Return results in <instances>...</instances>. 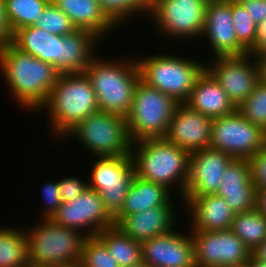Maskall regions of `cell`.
Masks as SVG:
<instances>
[{
  "label": "cell",
  "instance_id": "6da1fadb",
  "mask_svg": "<svg viewBox=\"0 0 266 267\" xmlns=\"http://www.w3.org/2000/svg\"><path fill=\"white\" fill-rule=\"evenodd\" d=\"M0 67L12 95L25 109H41L60 73L47 62L20 51L12 43L0 48Z\"/></svg>",
  "mask_w": 266,
  "mask_h": 267
},
{
  "label": "cell",
  "instance_id": "7a4b0ae2",
  "mask_svg": "<svg viewBox=\"0 0 266 267\" xmlns=\"http://www.w3.org/2000/svg\"><path fill=\"white\" fill-rule=\"evenodd\" d=\"M52 132L64 137L78 123L98 112L96 93L85 72L60 74L46 103Z\"/></svg>",
  "mask_w": 266,
  "mask_h": 267
},
{
  "label": "cell",
  "instance_id": "3957f363",
  "mask_svg": "<svg viewBox=\"0 0 266 267\" xmlns=\"http://www.w3.org/2000/svg\"><path fill=\"white\" fill-rule=\"evenodd\" d=\"M132 149L130 154L137 177L163 185L167 189L172 184L178 183L180 193L182 197L184 196L188 177L189 151L165 138L140 140L132 143Z\"/></svg>",
  "mask_w": 266,
  "mask_h": 267
},
{
  "label": "cell",
  "instance_id": "277c9868",
  "mask_svg": "<svg viewBox=\"0 0 266 267\" xmlns=\"http://www.w3.org/2000/svg\"><path fill=\"white\" fill-rule=\"evenodd\" d=\"M94 57L84 71L96 93L99 111L127 117L140 80L136 60L112 62Z\"/></svg>",
  "mask_w": 266,
  "mask_h": 267
},
{
  "label": "cell",
  "instance_id": "5b68a950",
  "mask_svg": "<svg viewBox=\"0 0 266 267\" xmlns=\"http://www.w3.org/2000/svg\"><path fill=\"white\" fill-rule=\"evenodd\" d=\"M140 80L179 104L186 103L205 64L173 55H152L137 60Z\"/></svg>",
  "mask_w": 266,
  "mask_h": 267
},
{
  "label": "cell",
  "instance_id": "8992f818",
  "mask_svg": "<svg viewBox=\"0 0 266 267\" xmlns=\"http://www.w3.org/2000/svg\"><path fill=\"white\" fill-rule=\"evenodd\" d=\"M178 104L172 97L139 80L134 89L131 110L126 117L132 143L165 138Z\"/></svg>",
  "mask_w": 266,
  "mask_h": 267
},
{
  "label": "cell",
  "instance_id": "52a82bcc",
  "mask_svg": "<svg viewBox=\"0 0 266 267\" xmlns=\"http://www.w3.org/2000/svg\"><path fill=\"white\" fill-rule=\"evenodd\" d=\"M42 224L25 231L29 263L58 266L81 259L85 235L75 229L42 219Z\"/></svg>",
  "mask_w": 266,
  "mask_h": 267
},
{
  "label": "cell",
  "instance_id": "ba28073f",
  "mask_svg": "<svg viewBox=\"0 0 266 267\" xmlns=\"http://www.w3.org/2000/svg\"><path fill=\"white\" fill-rule=\"evenodd\" d=\"M72 135L81 141L93 156L116 157L131 155L130 139L125 117L102 111L95 112L71 129Z\"/></svg>",
  "mask_w": 266,
  "mask_h": 267
},
{
  "label": "cell",
  "instance_id": "9c48e42d",
  "mask_svg": "<svg viewBox=\"0 0 266 267\" xmlns=\"http://www.w3.org/2000/svg\"><path fill=\"white\" fill-rule=\"evenodd\" d=\"M135 176L131 155L98 157L87 184L99 193L105 209L114 217L121 210Z\"/></svg>",
  "mask_w": 266,
  "mask_h": 267
},
{
  "label": "cell",
  "instance_id": "30bf717a",
  "mask_svg": "<svg viewBox=\"0 0 266 267\" xmlns=\"http://www.w3.org/2000/svg\"><path fill=\"white\" fill-rule=\"evenodd\" d=\"M266 141V133L249 122L237 110L213 119L210 147L234 159L250 160Z\"/></svg>",
  "mask_w": 266,
  "mask_h": 267
},
{
  "label": "cell",
  "instance_id": "8fae6325",
  "mask_svg": "<svg viewBox=\"0 0 266 267\" xmlns=\"http://www.w3.org/2000/svg\"><path fill=\"white\" fill-rule=\"evenodd\" d=\"M208 0H163L147 2L148 14L163 34L170 37L202 36Z\"/></svg>",
  "mask_w": 266,
  "mask_h": 267
},
{
  "label": "cell",
  "instance_id": "7c38bea8",
  "mask_svg": "<svg viewBox=\"0 0 266 267\" xmlns=\"http://www.w3.org/2000/svg\"><path fill=\"white\" fill-rule=\"evenodd\" d=\"M252 57L255 55L251 53L240 56H218L214 57L213 66L205 65V69L225 90L236 109L261 80L258 60L251 62L248 58Z\"/></svg>",
  "mask_w": 266,
  "mask_h": 267
},
{
  "label": "cell",
  "instance_id": "4fadbf2b",
  "mask_svg": "<svg viewBox=\"0 0 266 267\" xmlns=\"http://www.w3.org/2000/svg\"><path fill=\"white\" fill-rule=\"evenodd\" d=\"M196 267H228L250 260L251 251L231 231H192Z\"/></svg>",
  "mask_w": 266,
  "mask_h": 267
},
{
  "label": "cell",
  "instance_id": "5bb4252c",
  "mask_svg": "<svg viewBox=\"0 0 266 267\" xmlns=\"http://www.w3.org/2000/svg\"><path fill=\"white\" fill-rule=\"evenodd\" d=\"M51 220L59 226L79 232L83 230L81 232H85L86 237L96 236L104 229L115 226L113 217L105 209L101 196L90 188L74 200L62 203Z\"/></svg>",
  "mask_w": 266,
  "mask_h": 267
},
{
  "label": "cell",
  "instance_id": "9a60e30c",
  "mask_svg": "<svg viewBox=\"0 0 266 267\" xmlns=\"http://www.w3.org/2000/svg\"><path fill=\"white\" fill-rule=\"evenodd\" d=\"M233 159L211 147L191 152L184 196L216 194L224 171Z\"/></svg>",
  "mask_w": 266,
  "mask_h": 267
},
{
  "label": "cell",
  "instance_id": "2e32d148",
  "mask_svg": "<svg viewBox=\"0 0 266 267\" xmlns=\"http://www.w3.org/2000/svg\"><path fill=\"white\" fill-rule=\"evenodd\" d=\"M232 23V0H208L202 35L210 40L215 57L249 53L238 41Z\"/></svg>",
  "mask_w": 266,
  "mask_h": 267
},
{
  "label": "cell",
  "instance_id": "e0dca14e",
  "mask_svg": "<svg viewBox=\"0 0 266 267\" xmlns=\"http://www.w3.org/2000/svg\"><path fill=\"white\" fill-rule=\"evenodd\" d=\"M213 118L178 104L169 123L165 139L190 153L209 148Z\"/></svg>",
  "mask_w": 266,
  "mask_h": 267
},
{
  "label": "cell",
  "instance_id": "ac0fdd59",
  "mask_svg": "<svg viewBox=\"0 0 266 267\" xmlns=\"http://www.w3.org/2000/svg\"><path fill=\"white\" fill-rule=\"evenodd\" d=\"M188 235L172 229L164 235L142 241V261L152 267H196L193 240Z\"/></svg>",
  "mask_w": 266,
  "mask_h": 267
},
{
  "label": "cell",
  "instance_id": "d6986e66",
  "mask_svg": "<svg viewBox=\"0 0 266 267\" xmlns=\"http://www.w3.org/2000/svg\"><path fill=\"white\" fill-rule=\"evenodd\" d=\"M255 186L248 159H233L224 171L216 193L224 198L235 214L255 208Z\"/></svg>",
  "mask_w": 266,
  "mask_h": 267
},
{
  "label": "cell",
  "instance_id": "ffe728a7",
  "mask_svg": "<svg viewBox=\"0 0 266 267\" xmlns=\"http://www.w3.org/2000/svg\"><path fill=\"white\" fill-rule=\"evenodd\" d=\"M183 200L192 212V231H221L231 228L235 213L224 198L208 194L183 196Z\"/></svg>",
  "mask_w": 266,
  "mask_h": 267
},
{
  "label": "cell",
  "instance_id": "44dd1931",
  "mask_svg": "<svg viewBox=\"0 0 266 267\" xmlns=\"http://www.w3.org/2000/svg\"><path fill=\"white\" fill-rule=\"evenodd\" d=\"M173 209V205L152 207L124 217L116 226L127 236L142 242L164 235L175 227Z\"/></svg>",
  "mask_w": 266,
  "mask_h": 267
},
{
  "label": "cell",
  "instance_id": "7402d4cb",
  "mask_svg": "<svg viewBox=\"0 0 266 267\" xmlns=\"http://www.w3.org/2000/svg\"><path fill=\"white\" fill-rule=\"evenodd\" d=\"M185 104L213 119L229 115L236 110L225 90L206 69L197 77Z\"/></svg>",
  "mask_w": 266,
  "mask_h": 267
},
{
  "label": "cell",
  "instance_id": "603a6c76",
  "mask_svg": "<svg viewBox=\"0 0 266 267\" xmlns=\"http://www.w3.org/2000/svg\"><path fill=\"white\" fill-rule=\"evenodd\" d=\"M11 43L20 51L54 66L61 74L62 36L33 25L16 30Z\"/></svg>",
  "mask_w": 266,
  "mask_h": 267
},
{
  "label": "cell",
  "instance_id": "cb8c5ba5",
  "mask_svg": "<svg viewBox=\"0 0 266 267\" xmlns=\"http://www.w3.org/2000/svg\"><path fill=\"white\" fill-rule=\"evenodd\" d=\"M77 30H87L102 39L116 26L101 11L98 0H51ZM103 35V36H102Z\"/></svg>",
  "mask_w": 266,
  "mask_h": 267
},
{
  "label": "cell",
  "instance_id": "d4e9b609",
  "mask_svg": "<svg viewBox=\"0 0 266 267\" xmlns=\"http://www.w3.org/2000/svg\"><path fill=\"white\" fill-rule=\"evenodd\" d=\"M170 195L165 186L135 176L121 210L113 217L115 226L126 216L173 204Z\"/></svg>",
  "mask_w": 266,
  "mask_h": 267
},
{
  "label": "cell",
  "instance_id": "484cf974",
  "mask_svg": "<svg viewBox=\"0 0 266 267\" xmlns=\"http://www.w3.org/2000/svg\"><path fill=\"white\" fill-rule=\"evenodd\" d=\"M99 39L91 31L77 29L62 36L61 74L84 72L95 57L93 48Z\"/></svg>",
  "mask_w": 266,
  "mask_h": 267
},
{
  "label": "cell",
  "instance_id": "4316f807",
  "mask_svg": "<svg viewBox=\"0 0 266 267\" xmlns=\"http://www.w3.org/2000/svg\"><path fill=\"white\" fill-rule=\"evenodd\" d=\"M97 236L117 260L119 267H132L142 261L141 242L127 236L117 226L104 229Z\"/></svg>",
  "mask_w": 266,
  "mask_h": 267
},
{
  "label": "cell",
  "instance_id": "83f0119b",
  "mask_svg": "<svg viewBox=\"0 0 266 267\" xmlns=\"http://www.w3.org/2000/svg\"><path fill=\"white\" fill-rule=\"evenodd\" d=\"M230 229L252 253L266 240V217L255 208L235 214Z\"/></svg>",
  "mask_w": 266,
  "mask_h": 267
},
{
  "label": "cell",
  "instance_id": "f1b7e54d",
  "mask_svg": "<svg viewBox=\"0 0 266 267\" xmlns=\"http://www.w3.org/2000/svg\"><path fill=\"white\" fill-rule=\"evenodd\" d=\"M28 264L25 232L10 227L0 229V267H27Z\"/></svg>",
  "mask_w": 266,
  "mask_h": 267
},
{
  "label": "cell",
  "instance_id": "f546056e",
  "mask_svg": "<svg viewBox=\"0 0 266 267\" xmlns=\"http://www.w3.org/2000/svg\"><path fill=\"white\" fill-rule=\"evenodd\" d=\"M51 0H4L6 17L14 33L19 28L33 26Z\"/></svg>",
  "mask_w": 266,
  "mask_h": 267
},
{
  "label": "cell",
  "instance_id": "4dcf8cb0",
  "mask_svg": "<svg viewBox=\"0 0 266 267\" xmlns=\"http://www.w3.org/2000/svg\"><path fill=\"white\" fill-rule=\"evenodd\" d=\"M232 22L238 41L249 53L256 55L258 24L237 0H232Z\"/></svg>",
  "mask_w": 266,
  "mask_h": 267
},
{
  "label": "cell",
  "instance_id": "1f68e13d",
  "mask_svg": "<svg viewBox=\"0 0 266 267\" xmlns=\"http://www.w3.org/2000/svg\"><path fill=\"white\" fill-rule=\"evenodd\" d=\"M236 110L266 133V82L260 80Z\"/></svg>",
  "mask_w": 266,
  "mask_h": 267
},
{
  "label": "cell",
  "instance_id": "d6a6232c",
  "mask_svg": "<svg viewBox=\"0 0 266 267\" xmlns=\"http://www.w3.org/2000/svg\"><path fill=\"white\" fill-rule=\"evenodd\" d=\"M80 260L84 267H119L117 260L97 235L85 237Z\"/></svg>",
  "mask_w": 266,
  "mask_h": 267
},
{
  "label": "cell",
  "instance_id": "836d02e7",
  "mask_svg": "<svg viewBox=\"0 0 266 267\" xmlns=\"http://www.w3.org/2000/svg\"><path fill=\"white\" fill-rule=\"evenodd\" d=\"M34 25L58 36L69 35L76 30L69 17L52 1L46 5L44 11L37 17Z\"/></svg>",
  "mask_w": 266,
  "mask_h": 267
},
{
  "label": "cell",
  "instance_id": "e575fe53",
  "mask_svg": "<svg viewBox=\"0 0 266 267\" xmlns=\"http://www.w3.org/2000/svg\"><path fill=\"white\" fill-rule=\"evenodd\" d=\"M101 11L115 25L139 11L148 12L147 0H98ZM126 18V19H125ZM118 24V25H117Z\"/></svg>",
  "mask_w": 266,
  "mask_h": 267
},
{
  "label": "cell",
  "instance_id": "d590c367",
  "mask_svg": "<svg viewBox=\"0 0 266 267\" xmlns=\"http://www.w3.org/2000/svg\"><path fill=\"white\" fill-rule=\"evenodd\" d=\"M251 179L255 188L266 187V141L262 149L250 160Z\"/></svg>",
  "mask_w": 266,
  "mask_h": 267
},
{
  "label": "cell",
  "instance_id": "8d00e7d4",
  "mask_svg": "<svg viewBox=\"0 0 266 267\" xmlns=\"http://www.w3.org/2000/svg\"><path fill=\"white\" fill-rule=\"evenodd\" d=\"M46 210L43 219H51L62 205L58 182H49L42 189Z\"/></svg>",
  "mask_w": 266,
  "mask_h": 267
},
{
  "label": "cell",
  "instance_id": "74e56055",
  "mask_svg": "<svg viewBox=\"0 0 266 267\" xmlns=\"http://www.w3.org/2000/svg\"><path fill=\"white\" fill-rule=\"evenodd\" d=\"M76 177H67L58 181L61 201L67 203L74 200L88 188V184Z\"/></svg>",
  "mask_w": 266,
  "mask_h": 267
},
{
  "label": "cell",
  "instance_id": "f35d334b",
  "mask_svg": "<svg viewBox=\"0 0 266 267\" xmlns=\"http://www.w3.org/2000/svg\"><path fill=\"white\" fill-rule=\"evenodd\" d=\"M257 24L266 19V0H237Z\"/></svg>",
  "mask_w": 266,
  "mask_h": 267
},
{
  "label": "cell",
  "instance_id": "ab89813d",
  "mask_svg": "<svg viewBox=\"0 0 266 267\" xmlns=\"http://www.w3.org/2000/svg\"><path fill=\"white\" fill-rule=\"evenodd\" d=\"M13 39V32L9 26L4 0H0V48L8 43H11Z\"/></svg>",
  "mask_w": 266,
  "mask_h": 267
},
{
  "label": "cell",
  "instance_id": "60d3db41",
  "mask_svg": "<svg viewBox=\"0 0 266 267\" xmlns=\"http://www.w3.org/2000/svg\"><path fill=\"white\" fill-rule=\"evenodd\" d=\"M255 209L266 217V187L255 189Z\"/></svg>",
  "mask_w": 266,
  "mask_h": 267
},
{
  "label": "cell",
  "instance_id": "b9f144b4",
  "mask_svg": "<svg viewBox=\"0 0 266 267\" xmlns=\"http://www.w3.org/2000/svg\"><path fill=\"white\" fill-rule=\"evenodd\" d=\"M263 50H266V19L257 27L256 54Z\"/></svg>",
  "mask_w": 266,
  "mask_h": 267
},
{
  "label": "cell",
  "instance_id": "7bdbcfd3",
  "mask_svg": "<svg viewBox=\"0 0 266 267\" xmlns=\"http://www.w3.org/2000/svg\"><path fill=\"white\" fill-rule=\"evenodd\" d=\"M254 60H258L259 66H260V75H261V80L266 82V50H263L261 52H258L255 55Z\"/></svg>",
  "mask_w": 266,
  "mask_h": 267
},
{
  "label": "cell",
  "instance_id": "ee69618b",
  "mask_svg": "<svg viewBox=\"0 0 266 267\" xmlns=\"http://www.w3.org/2000/svg\"><path fill=\"white\" fill-rule=\"evenodd\" d=\"M252 255L256 259L266 262V240L252 252Z\"/></svg>",
  "mask_w": 266,
  "mask_h": 267
},
{
  "label": "cell",
  "instance_id": "f6af8a7d",
  "mask_svg": "<svg viewBox=\"0 0 266 267\" xmlns=\"http://www.w3.org/2000/svg\"><path fill=\"white\" fill-rule=\"evenodd\" d=\"M56 267H84V265L81 260H78L70 263H64Z\"/></svg>",
  "mask_w": 266,
  "mask_h": 267
},
{
  "label": "cell",
  "instance_id": "bcb514c9",
  "mask_svg": "<svg viewBox=\"0 0 266 267\" xmlns=\"http://www.w3.org/2000/svg\"><path fill=\"white\" fill-rule=\"evenodd\" d=\"M252 267H266V262L258 260L252 255Z\"/></svg>",
  "mask_w": 266,
  "mask_h": 267
},
{
  "label": "cell",
  "instance_id": "7dc6e473",
  "mask_svg": "<svg viewBox=\"0 0 266 267\" xmlns=\"http://www.w3.org/2000/svg\"><path fill=\"white\" fill-rule=\"evenodd\" d=\"M228 267H252V255H251L249 261L242 263V264L232 265V266H228Z\"/></svg>",
  "mask_w": 266,
  "mask_h": 267
},
{
  "label": "cell",
  "instance_id": "c3c4849f",
  "mask_svg": "<svg viewBox=\"0 0 266 267\" xmlns=\"http://www.w3.org/2000/svg\"><path fill=\"white\" fill-rule=\"evenodd\" d=\"M132 267H152V266L144 261H141L139 264H136Z\"/></svg>",
  "mask_w": 266,
  "mask_h": 267
},
{
  "label": "cell",
  "instance_id": "681fc988",
  "mask_svg": "<svg viewBox=\"0 0 266 267\" xmlns=\"http://www.w3.org/2000/svg\"><path fill=\"white\" fill-rule=\"evenodd\" d=\"M27 267H56V266H48V265H38V264H32L29 263Z\"/></svg>",
  "mask_w": 266,
  "mask_h": 267
},
{
  "label": "cell",
  "instance_id": "f907efd6",
  "mask_svg": "<svg viewBox=\"0 0 266 267\" xmlns=\"http://www.w3.org/2000/svg\"><path fill=\"white\" fill-rule=\"evenodd\" d=\"M160 1H163V0H147V2H160Z\"/></svg>",
  "mask_w": 266,
  "mask_h": 267
}]
</instances>
